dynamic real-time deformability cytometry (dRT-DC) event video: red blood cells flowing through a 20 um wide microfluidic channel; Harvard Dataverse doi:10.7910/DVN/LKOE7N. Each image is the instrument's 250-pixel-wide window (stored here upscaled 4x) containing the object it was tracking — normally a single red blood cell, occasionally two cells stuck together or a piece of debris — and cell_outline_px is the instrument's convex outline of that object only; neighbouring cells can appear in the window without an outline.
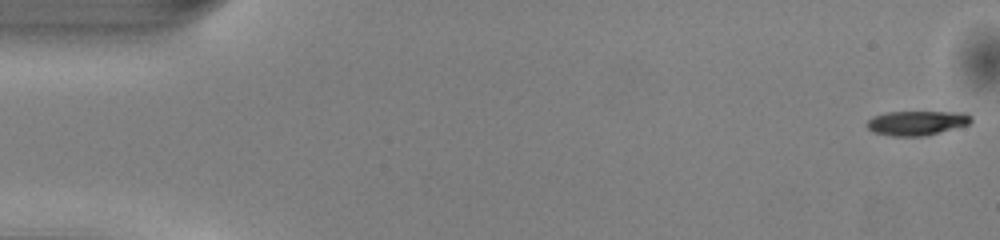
{"species": "common noctule bat (a hibernating species)", "species_latin": "Nyctalus noctula", "temperature_condition": "warm", "stored_images_in_passage": 50, "camera_frame_rate_fps": 3000, "um_per_image_px": 0.085, "animal": {"sex": "male", "body_mass_g": 13.0, "forearm_length_mm": 53.1}, "frame": {"image": 1, "passage_image": 1, "time_ms": 0.0, "image_size_px": [1000, 240], "cell_outline_px": [[972, 120], [968, 124], [924, 136], [892, 136], [872, 132], [864, 124], [872, 116], [884, 112], [968, 112], [972, 116]], "centroid_in_image_um": [77.88, 10.44], "position_along_channel_um": 7.1, "area_um2": 14.97}}
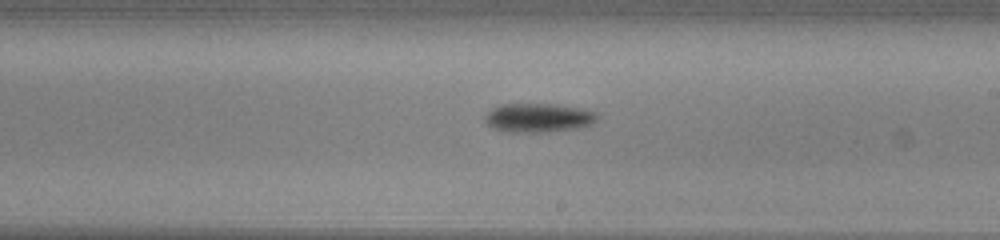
{"frame": {"image": 2, "passage_image": 29, "time_ms": 9.333, "image_size_px": [1000, 240], "cell_outline_px": [[596, 120], [592, 124], [580, 128], [548, 132], [508, 132], [492, 128], [484, 120], [484, 116], [492, 108], [500, 104], [560, 104], [580, 108], [596, 112]], "centroid_in_image_um": [45.75, 10.01], "position_along_channel_um": 243.2, "area_um2": 19.13}}
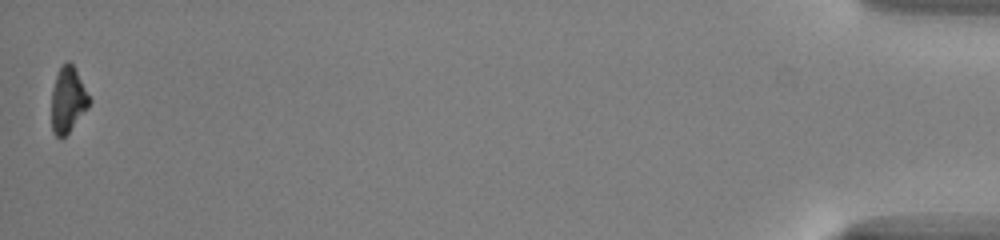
{"frame": {"image": 3, "passage_image": 50, "time_ms": 16.333, "image_size_px": [1000, 240], "cell_outline_px": [[92, 100], [88, 108], [68, 132], [60, 140], [52, 132], [52, 88], [56, 76], [60, 68], [68, 60], [72, 64]], "centroid_in_image_um": [5.77, 8.51], "position_along_channel_um": 429.4, "area_um2": 14.28}, "authors_computed_cell_mechanics": {"area_um2": 16.5886, "velocity_mm_per_s": 4.0975, "shape_relaxation_time_tau1_ms": 1.2392, "shape_relaxation_time_tau2_ms": null, "deformation_change_tau1": 0.1204, "deformation_change_tau2": null}}